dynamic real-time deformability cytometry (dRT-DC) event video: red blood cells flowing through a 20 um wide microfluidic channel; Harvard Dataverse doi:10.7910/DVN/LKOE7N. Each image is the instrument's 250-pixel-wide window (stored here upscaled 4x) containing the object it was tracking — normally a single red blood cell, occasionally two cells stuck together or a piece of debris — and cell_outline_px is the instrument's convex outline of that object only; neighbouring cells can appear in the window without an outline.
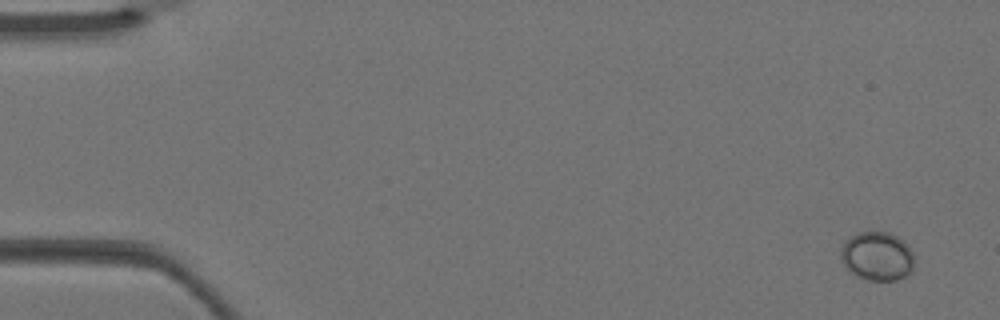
{"species": "Egyptian fruit bat (a non-hibernating species)", "species_latin": "Rousettus aegyptiacus", "temperature_condition": "warm", "stored_images_in_passage": 4, "camera_frame_rate_fps": 3000, "um_per_image_px": 0.085, "animal": {"sex": "female"}, "frame": {"image": 1, "passage_image": 1, "time_ms": 0.0, "image_size_px": [1000, 320], "cell_outline_px": [[916, 260], [912, 272], [896, 280], [868, 280], [856, 276], [844, 264], [840, 256], [840, 248], [852, 236], [860, 232], [888, 232], [904, 240], [908, 244]], "centroid_in_image_um": [74.61, 21.78], "position_along_channel_um": 10.4, "area_um2": 20.98}}
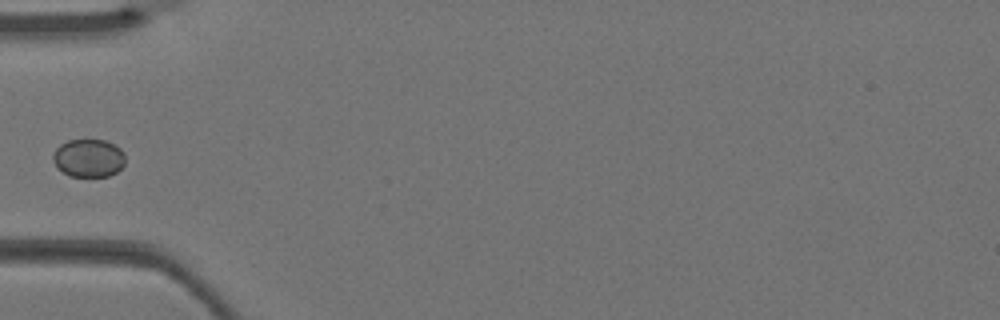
{"frame": {"image": 2, "passage_image": 4, "time_ms": 1.0, "image_size_px": [1000, 320], "cell_outline_px": [[124, 164], [116, 172], [108, 176], [68, 176], [56, 168], [52, 160], [52, 156], [56, 148], [60, 144], [68, 140], [104, 140], [120, 148], [124, 152]], "centroid_in_image_um": [7.49, 13.44], "position_along_channel_um": 77.5, "area_um2": 16.07}}